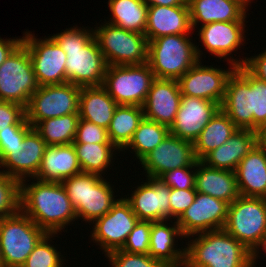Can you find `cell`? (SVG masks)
<instances>
[{"instance_id": "cell-24", "label": "cell", "mask_w": 266, "mask_h": 267, "mask_svg": "<svg viewBox=\"0 0 266 267\" xmlns=\"http://www.w3.org/2000/svg\"><path fill=\"white\" fill-rule=\"evenodd\" d=\"M235 174L241 196L266 198V147L257 144L240 161Z\"/></svg>"}, {"instance_id": "cell-13", "label": "cell", "mask_w": 266, "mask_h": 267, "mask_svg": "<svg viewBox=\"0 0 266 267\" xmlns=\"http://www.w3.org/2000/svg\"><path fill=\"white\" fill-rule=\"evenodd\" d=\"M25 32L22 44L27 48L39 86L66 83V54L51 37L39 39Z\"/></svg>"}, {"instance_id": "cell-5", "label": "cell", "mask_w": 266, "mask_h": 267, "mask_svg": "<svg viewBox=\"0 0 266 267\" xmlns=\"http://www.w3.org/2000/svg\"><path fill=\"white\" fill-rule=\"evenodd\" d=\"M191 41L189 34L162 36L149 41L147 63L156 79L178 80L202 60L203 52Z\"/></svg>"}, {"instance_id": "cell-39", "label": "cell", "mask_w": 266, "mask_h": 267, "mask_svg": "<svg viewBox=\"0 0 266 267\" xmlns=\"http://www.w3.org/2000/svg\"><path fill=\"white\" fill-rule=\"evenodd\" d=\"M112 267H168L165 263L152 258L149 254L129 253L114 250L105 254Z\"/></svg>"}, {"instance_id": "cell-35", "label": "cell", "mask_w": 266, "mask_h": 267, "mask_svg": "<svg viewBox=\"0 0 266 267\" xmlns=\"http://www.w3.org/2000/svg\"><path fill=\"white\" fill-rule=\"evenodd\" d=\"M170 133L167 126L144 118L138 125L129 144L122 150L131 149L140 162L152 152Z\"/></svg>"}, {"instance_id": "cell-15", "label": "cell", "mask_w": 266, "mask_h": 267, "mask_svg": "<svg viewBox=\"0 0 266 267\" xmlns=\"http://www.w3.org/2000/svg\"><path fill=\"white\" fill-rule=\"evenodd\" d=\"M201 62L199 60L178 79L181 94L210 100L221 106L225 97L227 80L237 66L230 62L231 68L223 70L213 65L203 66Z\"/></svg>"}, {"instance_id": "cell-27", "label": "cell", "mask_w": 266, "mask_h": 267, "mask_svg": "<svg viewBox=\"0 0 266 267\" xmlns=\"http://www.w3.org/2000/svg\"><path fill=\"white\" fill-rule=\"evenodd\" d=\"M192 30L198 23L245 21L247 7L239 0H187ZM247 9V10H246Z\"/></svg>"}, {"instance_id": "cell-40", "label": "cell", "mask_w": 266, "mask_h": 267, "mask_svg": "<svg viewBox=\"0 0 266 267\" xmlns=\"http://www.w3.org/2000/svg\"><path fill=\"white\" fill-rule=\"evenodd\" d=\"M152 221L139 220L129 233L127 240L120 250L136 254H148L150 245Z\"/></svg>"}, {"instance_id": "cell-50", "label": "cell", "mask_w": 266, "mask_h": 267, "mask_svg": "<svg viewBox=\"0 0 266 267\" xmlns=\"http://www.w3.org/2000/svg\"><path fill=\"white\" fill-rule=\"evenodd\" d=\"M263 250L266 254V237L265 239L260 242L254 250L251 252V267H254L256 264V260L259 257L258 254L260 253L259 251Z\"/></svg>"}, {"instance_id": "cell-45", "label": "cell", "mask_w": 266, "mask_h": 267, "mask_svg": "<svg viewBox=\"0 0 266 267\" xmlns=\"http://www.w3.org/2000/svg\"><path fill=\"white\" fill-rule=\"evenodd\" d=\"M196 189L170 188L169 205L170 219L177 220L181 214L193 203Z\"/></svg>"}, {"instance_id": "cell-36", "label": "cell", "mask_w": 266, "mask_h": 267, "mask_svg": "<svg viewBox=\"0 0 266 267\" xmlns=\"http://www.w3.org/2000/svg\"><path fill=\"white\" fill-rule=\"evenodd\" d=\"M81 171L102 176L111 167L113 152L118 150L113 144H73Z\"/></svg>"}, {"instance_id": "cell-47", "label": "cell", "mask_w": 266, "mask_h": 267, "mask_svg": "<svg viewBox=\"0 0 266 267\" xmlns=\"http://www.w3.org/2000/svg\"><path fill=\"white\" fill-rule=\"evenodd\" d=\"M23 38L2 39L0 37V65L22 43Z\"/></svg>"}, {"instance_id": "cell-49", "label": "cell", "mask_w": 266, "mask_h": 267, "mask_svg": "<svg viewBox=\"0 0 266 267\" xmlns=\"http://www.w3.org/2000/svg\"><path fill=\"white\" fill-rule=\"evenodd\" d=\"M255 133L257 144L266 147V121L257 127Z\"/></svg>"}, {"instance_id": "cell-31", "label": "cell", "mask_w": 266, "mask_h": 267, "mask_svg": "<svg viewBox=\"0 0 266 267\" xmlns=\"http://www.w3.org/2000/svg\"><path fill=\"white\" fill-rule=\"evenodd\" d=\"M237 130L230 118L219 109L193 143L197 160L201 161L208 153L226 143Z\"/></svg>"}, {"instance_id": "cell-33", "label": "cell", "mask_w": 266, "mask_h": 267, "mask_svg": "<svg viewBox=\"0 0 266 267\" xmlns=\"http://www.w3.org/2000/svg\"><path fill=\"white\" fill-rule=\"evenodd\" d=\"M111 11L107 23L136 33H145L148 7L142 0H108Z\"/></svg>"}, {"instance_id": "cell-18", "label": "cell", "mask_w": 266, "mask_h": 267, "mask_svg": "<svg viewBox=\"0 0 266 267\" xmlns=\"http://www.w3.org/2000/svg\"><path fill=\"white\" fill-rule=\"evenodd\" d=\"M125 200L139 220H170V187L158 178L147 177Z\"/></svg>"}, {"instance_id": "cell-8", "label": "cell", "mask_w": 266, "mask_h": 267, "mask_svg": "<svg viewBox=\"0 0 266 267\" xmlns=\"http://www.w3.org/2000/svg\"><path fill=\"white\" fill-rule=\"evenodd\" d=\"M223 229L252 252L266 237V198L240 195L229 204Z\"/></svg>"}, {"instance_id": "cell-48", "label": "cell", "mask_w": 266, "mask_h": 267, "mask_svg": "<svg viewBox=\"0 0 266 267\" xmlns=\"http://www.w3.org/2000/svg\"><path fill=\"white\" fill-rule=\"evenodd\" d=\"M147 7L160 5V6H180L187 2V0H142Z\"/></svg>"}, {"instance_id": "cell-2", "label": "cell", "mask_w": 266, "mask_h": 267, "mask_svg": "<svg viewBox=\"0 0 266 267\" xmlns=\"http://www.w3.org/2000/svg\"><path fill=\"white\" fill-rule=\"evenodd\" d=\"M66 54V82L80 87L102 86L108 64L93 28H66L51 36Z\"/></svg>"}, {"instance_id": "cell-28", "label": "cell", "mask_w": 266, "mask_h": 267, "mask_svg": "<svg viewBox=\"0 0 266 267\" xmlns=\"http://www.w3.org/2000/svg\"><path fill=\"white\" fill-rule=\"evenodd\" d=\"M73 144L47 146L35 178L41 181L62 182L81 173Z\"/></svg>"}, {"instance_id": "cell-17", "label": "cell", "mask_w": 266, "mask_h": 267, "mask_svg": "<svg viewBox=\"0 0 266 267\" xmlns=\"http://www.w3.org/2000/svg\"><path fill=\"white\" fill-rule=\"evenodd\" d=\"M197 162L193 143L169 133L139 164L147 177L159 178L169 170L196 165Z\"/></svg>"}, {"instance_id": "cell-25", "label": "cell", "mask_w": 266, "mask_h": 267, "mask_svg": "<svg viewBox=\"0 0 266 267\" xmlns=\"http://www.w3.org/2000/svg\"><path fill=\"white\" fill-rule=\"evenodd\" d=\"M168 221L170 220L152 221L148 254L168 267H184L185 248H176L175 238L185 236L176 221L173 226Z\"/></svg>"}, {"instance_id": "cell-42", "label": "cell", "mask_w": 266, "mask_h": 267, "mask_svg": "<svg viewBox=\"0 0 266 267\" xmlns=\"http://www.w3.org/2000/svg\"><path fill=\"white\" fill-rule=\"evenodd\" d=\"M158 179L170 188L182 190L195 189L196 165L169 170L162 174Z\"/></svg>"}, {"instance_id": "cell-1", "label": "cell", "mask_w": 266, "mask_h": 267, "mask_svg": "<svg viewBox=\"0 0 266 267\" xmlns=\"http://www.w3.org/2000/svg\"><path fill=\"white\" fill-rule=\"evenodd\" d=\"M20 182V210L47 234H58L77 220L76 212L61 182Z\"/></svg>"}, {"instance_id": "cell-41", "label": "cell", "mask_w": 266, "mask_h": 267, "mask_svg": "<svg viewBox=\"0 0 266 267\" xmlns=\"http://www.w3.org/2000/svg\"><path fill=\"white\" fill-rule=\"evenodd\" d=\"M112 144L107 129L85 119H79L72 144Z\"/></svg>"}, {"instance_id": "cell-11", "label": "cell", "mask_w": 266, "mask_h": 267, "mask_svg": "<svg viewBox=\"0 0 266 267\" xmlns=\"http://www.w3.org/2000/svg\"><path fill=\"white\" fill-rule=\"evenodd\" d=\"M38 87L30 54L21 43L0 65V100L26 108Z\"/></svg>"}, {"instance_id": "cell-12", "label": "cell", "mask_w": 266, "mask_h": 267, "mask_svg": "<svg viewBox=\"0 0 266 267\" xmlns=\"http://www.w3.org/2000/svg\"><path fill=\"white\" fill-rule=\"evenodd\" d=\"M80 90V86L70 82L39 86L25 108L27 122L34 127L48 118L79 114Z\"/></svg>"}, {"instance_id": "cell-3", "label": "cell", "mask_w": 266, "mask_h": 267, "mask_svg": "<svg viewBox=\"0 0 266 267\" xmlns=\"http://www.w3.org/2000/svg\"><path fill=\"white\" fill-rule=\"evenodd\" d=\"M220 109L238 129L255 131L266 121V83L238 66L227 80Z\"/></svg>"}, {"instance_id": "cell-30", "label": "cell", "mask_w": 266, "mask_h": 267, "mask_svg": "<svg viewBox=\"0 0 266 267\" xmlns=\"http://www.w3.org/2000/svg\"><path fill=\"white\" fill-rule=\"evenodd\" d=\"M117 103L102 86L81 87L79 94V119L108 128Z\"/></svg>"}, {"instance_id": "cell-29", "label": "cell", "mask_w": 266, "mask_h": 267, "mask_svg": "<svg viewBox=\"0 0 266 267\" xmlns=\"http://www.w3.org/2000/svg\"><path fill=\"white\" fill-rule=\"evenodd\" d=\"M195 189L231 204L240 194L235 171L215 169L198 161L196 164Z\"/></svg>"}, {"instance_id": "cell-16", "label": "cell", "mask_w": 266, "mask_h": 267, "mask_svg": "<svg viewBox=\"0 0 266 267\" xmlns=\"http://www.w3.org/2000/svg\"><path fill=\"white\" fill-rule=\"evenodd\" d=\"M229 203L208 194L196 193L193 203L176 220L185 238L206 231L223 229Z\"/></svg>"}, {"instance_id": "cell-21", "label": "cell", "mask_w": 266, "mask_h": 267, "mask_svg": "<svg viewBox=\"0 0 266 267\" xmlns=\"http://www.w3.org/2000/svg\"><path fill=\"white\" fill-rule=\"evenodd\" d=\"M48 145L32 127L23 140V150L11 151L1 161L2 171L19 182L30 177L35 180Z\"/></svg>"}, {"instance_id": "cell-14", "label": "cell", "mask_w": 266, "mask_h": 267, "mask_svg": "<svg viewBox=\"0 0 266 267\" xmlns=\"http://www.w3.org/2000/svg\"><path fill=\"white\" fill-rule=\"evenodd\" d=\"M138 221L125 197L118 198L107 214L93 222L91 240L99 245L105 254L121 249Z\"/></svg>"}, {"instance_id": "cell-7", "label": "cell", "mask_w": 266, "mask_h": 267, "mask_svg": "<svg viewBox=\"0 0 266 267\" xmlns=\"http://www.w3.org/2000/svg\"><path fill=\"white\" fill-rule=\"evenodd\" d=\"M47 233L21 210L0 219L1 267H21Z\"/></svg>"}, {"instance_id": "cell-9", "label": "cell", "mask_w": 266, "mask_h": 267, "mask_svg": "<svg viewBox=\"0 0 266 267\" xmlns=\"http://www.w3.org/2000/svg\"><path fill=\"white\" fill-rule=\"evenodd\" d=\"M93 31L108 66L147 62L149 41L145 34L127 31L107 22L97 25Z\"/></svg>"}, {"instance_id": "cell-32", "label": "cell", "mask_w": 266, "mask_h": 267, "mask_svg": "<svg viewBox=\"0 0 266 267\" xmlns=\"http://www.w3.org/2000/svg\"><path fill=\"white\" fill-rule=\"evenodd\" d=\"M143 119L144 113L141 106L117 105L107 132L110 142L118 152L129 144Z\"/></svg>"}, {"instance_id": "cell-20", "label": "cell", "mask_w": 266, "mask_h": 267, "mask_svg": "<svg viewBox=\"0 0 266 267\" xmlns=\"http://www.w3.org/2000/svg\"><path fill=\"white\" fill-rule=\"evenodd\" d=\"M181 97L178 80L155 79L142 106L144 118L170 129L176 119Z\"/></svg>"}, {"instance_id": "cell-4", "label": "cell", "mask_w": 266, "mask_h": 267, "mask_svg": "<svg viewBox=\"0 0 266 267\" xmlns=\"http://www.w3.org/2000/svg\"><path fill=\"white\" fill-rule=\"evenodd\" d=\"M191 236L184 267H251V251L224 229Z\"/></svg>"}, {"instance_id": "cell-23", "label": "cell", "mask_w": 266, "mask_h": 267, "mask_svg": "<svg viewBox=\"0 0 266 267\" xmlns=\"http://www.w3.org/2000/svg\"><path fill=\"white\" fill-rule=\"evenodd\" d=\"M192 30L189 7L186 2L180 6L148 7L145 36L148 41L176 34H189Z\"/></svg>"}, {"instance_id": "cell-22", "label": "cell", "mask_w": 266, "mask_h": 267, "mask_svg": "<svg viewBox=\"0 0 266 267\" xmlns=\"http://www.w3.org/2000/svg\"><path fill=\"white\" fill-rule=\"evenodd\" d=\"M198 36L207 50L218 58L229 57L244 45L245 21L213 22L201 25Z\"/></svg>"}, {"instance_id": "cell-51", "label": "cell", "mask_w": 266, "mask_h": 267, "mask_svg": "<svg viewBox=\"0 0 266 267\" xmlns=\"http://www.w3.org/2000/svg\"><path fill=\"white\" fill-rule=\"evenodd\" d=\"M241 3H243L246 7H248V5H250L251 0H239Z\"/></svg>"}, {"instance_id": "cell-44", "label": "cell", "mask_w": 266, "mask_h": 267, "mask_svg": "<svg viewBox=\"0 0 266 267\" xmlns=\"http://www.w3.org/2000/svg\"><path fill=\"white\" fill-rule=\"evenodd\" d=\"M25 107L20 104L0 100V132L10 130L14 125H25Z\"/></svg>"}, {"instance_id": "cell-6", "label": "cell", "mask_w": 266, "mask_h": 267, "mask_svg": "<svg viewBox=\"0 0 266 267\" xmlns=\"http://www.w3.org/2000/svg\"><path fill=\"white\" fill-rule=\"evenodd\" d=\"M67 196L75 209L77 220L94 222L107 214L118 201L115 189L104 177L93 173L81 172L64 179L62 182Z\"/></svg>"}, {"instance_id": "cell-34", "label": "cell", "mask_w": 266, "mask_h": 267, "mask_svg": "<svg viewBox=\"0 0 266 267\" xmlns=\"http://www.w3.org/2000/svg\"><path fill=\"white\" fill-rule=\"evenodd\" d=\"M79 118V114L48 118L39 121L33 128L48 146L68 145L74 142Z\"/></svg>"}, {"instance_id": "cell-37", "label": "cell", "mask_w": 266, "mask_h": 267, "mask_svg": "<svg viewBox=\"0 0 266 267\" xmlns=\"http://www.w3.org/2000/svg\"><path fill=\"white\" fill-rule=\"evenodd\" d=\"M57 234H46L21 267H63L64 256L53 245L49 244ZM50 240V241H49Z\"/></svg>"}, {"instance_id": "cell-19", "label": "cell", "mask_w": 266, "mask_h": 267, "mask_svg": "<svg viewBox=\"0 0 266 267\" xmlns=\"http://www.w3.org/2000/svg\"><path fill=\"white\" fill-rule=\"evenodd\" d=\"M219 109L220 105L216 102L182 96L176 119L169 129L170 134L194 143Z\"/></svg>"}, {"instance_id": "cell-38", "label": "cell", "mask_w": 266, "mask_h": 267, "mask_svg": "<svg viewBox=\"0 0 266 267\" xmlns=\"http://www.w3.org/2000/svg\"><path fill=\"white\" fill-rule=\"evenodd\" d=\"M20 210V182L0 170V219Z\"/></svg>"}, {"instance_id": "cell-10", "label": "cell", "mask_w": 266, "mask_h": 267, "mask_svg": "<svg viewBox=\"0 0 266 267\" xmlns=\"http://www.w3.org/2000/svg\"><path fill=\"white\" fill-rule=\"evenodd\" d=\"M155 76L148 63L110 65L102 87L117 105L143 106Z\"/></svg>"}, {"instance_id": "cell-46", "label": "cell", "mask_w": 266, "mask_h": 267, "mask_svg": "<svg viewBox=\"0 0 266 267\" xmlns=\"http://www.w3.org/2000/svg\"><path fill=\"white\" fill-rule=\"evenodd\" d=\"M229 63L238 66H244L253 76L266 83V49L257 56H251L244 59L227 58Z\"/></svg>"}, {"instance_id": "cell-26", "label": "cell", "mask_w": 266, "mask_h": 267, "mask_svg": "<svg viewBox=\"0 0 266 267\" xmlns=\"http://www.w3.org/2000/svg\"><path fill=\"white\" fill-rule=\"evenodd\" d=\"M256 145L255 131L238 129L226 143L208 153L201 162L211 168L235 171L240 161Z\"/></svg>"}, {"instance_id": "cell-43", "label": "cell", "mask_w": 266, "mask_h": 267, "mask_svg": "<svg viewBox=\"0 0 266 267\" xmlns=\"http://www.w3.org/2000/svg\"><path fill=\"white\" fill-rule=\"evenodd\" d=\"M32 128L25 125H14L10 130L0 132V161L11 151L23 150L25 134Z\"/></svg>"}]
</instances>
